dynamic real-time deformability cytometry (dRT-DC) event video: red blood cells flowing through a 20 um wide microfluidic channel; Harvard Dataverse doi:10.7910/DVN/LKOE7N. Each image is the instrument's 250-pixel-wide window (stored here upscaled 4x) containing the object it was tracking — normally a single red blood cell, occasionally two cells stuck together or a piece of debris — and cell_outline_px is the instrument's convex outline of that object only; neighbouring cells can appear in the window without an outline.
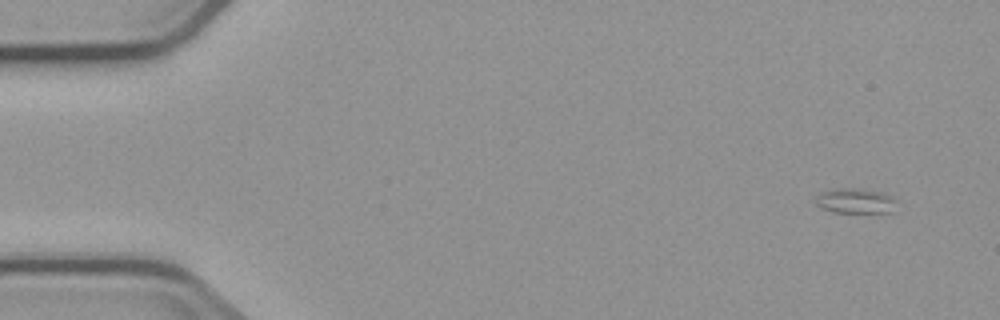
{"species": "common noctule bat (a hibernating species)", "species_latin": "Nyctalus noctula", "temperature_condition": "cold", "stored_images_in_passage": 4, "segment_of_instrument_passage": [2, 2], "camera_frame_rate_fps": 3000, "um_per_image_px": 0.085, "animal": {"sex": "male", "body_mass_g": 23.1, "forearm_length_mm": 52.7}, "frame": {"image": 1, "passage_image": 4, "time_ms": 4.0, "image_size_px": [1000, 320], "cell_outline_px": [[892, 212], [832, 212], [816, 204], [816, 196], [832, 188], [860, 188], [880, 192], [888, 196], [892, 200]], "centroid_in_image_um": [72.62, 17.06], "position_along_channel_um": 12.4, "area_um2": 11.33}}